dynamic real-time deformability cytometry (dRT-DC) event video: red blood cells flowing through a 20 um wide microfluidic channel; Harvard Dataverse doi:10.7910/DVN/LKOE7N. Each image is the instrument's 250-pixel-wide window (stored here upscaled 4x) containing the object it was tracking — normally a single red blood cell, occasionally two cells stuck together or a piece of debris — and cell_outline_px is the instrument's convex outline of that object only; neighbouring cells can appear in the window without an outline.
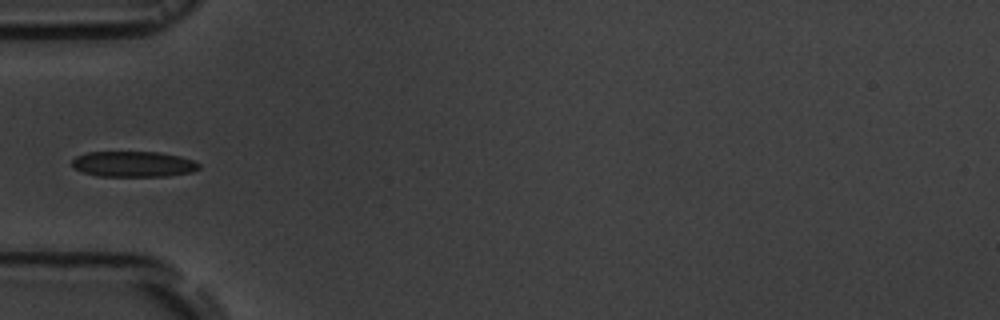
{"species": "common noctule bat (a hibernating species)", "species_latin": "Nyctalus noctula", "temperature_condition": "room temperature", "stored_images_in_passage": 7, "camera_frame_rate_fps": 3000, "um_per_image_px": 0.085, "animal": {"sex": "male", "body_mass_g": 19.5, "forearm_length_mm": 54.6}, "frame": {"image": 1, "passage_image": 4, "time_ms": 4.667, "image_size_px": [1000, 320], "cell_outline_px": [[200, 168], [192, 172], [168, 176], [96, 176], [72, 168], [72, 160], [76, 156], [88, 152], [160, 152], [180, 156], [192, 160], [200, 164]], "centroid_in_image_um": [11.34, 13.95], "position_along_channel_um": 73.7, "area_um2": 19.07}}
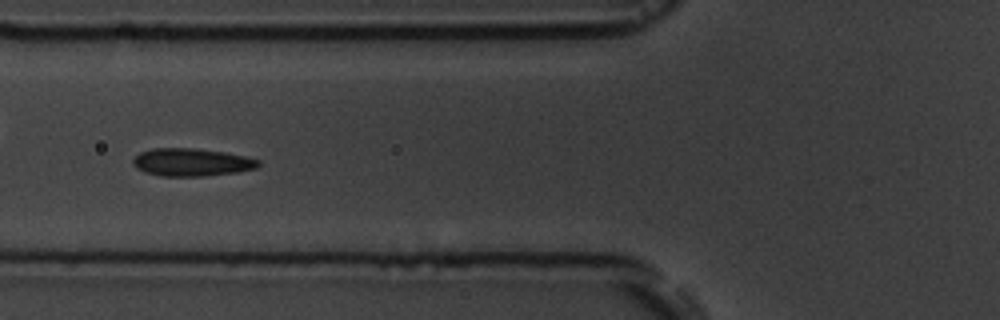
{"frame": {"image": 2, "passage_image": 5, "time_ms": 5.667, "image_size_px": [1000, 320], "cell_outline_px": [[260, 164], [256, 168], [240, 172], [204, 176], [160, 176], [144, 172], [136, 168], [132, 164], [132, 160], [140, 152], [152, 148], [196, 148], [224, 152], [244, 156], [260, 160]], "centroid_in_image_um": [16.27, 13.79], "position_along_channel_um": 109.5, "area_um2": 20.46}}